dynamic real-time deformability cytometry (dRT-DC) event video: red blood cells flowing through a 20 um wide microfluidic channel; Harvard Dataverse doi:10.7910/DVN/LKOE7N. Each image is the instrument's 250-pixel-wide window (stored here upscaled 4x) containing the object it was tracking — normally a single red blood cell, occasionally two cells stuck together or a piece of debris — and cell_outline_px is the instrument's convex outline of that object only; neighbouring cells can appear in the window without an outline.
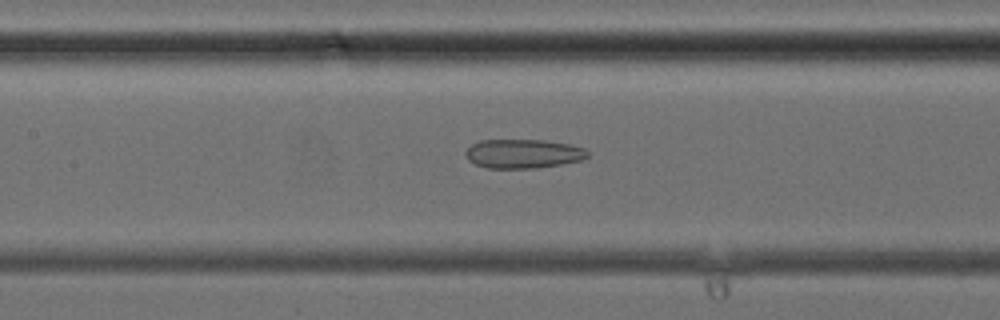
{"species": "common noctule bat (a hibernating species)", "species_latin": "Nyctalus noctula", "temperature_condition": "cold", "stored_images_in_passage": 39, "camera_frame_rate_fps": 3000, "um_per_image_px": 0.085, "animal": {"sex": "female", "body_mass_g": 24.6, "forearm_length_mm": 56.2}, "frame": {"image": 1, "passage_image": 18, "time_ms": 5.667, "image_size_px": [1000, 320], "cell_outline_px": [[588, 156], [580, 160], [560, 164], [536, 168], [488, 168], [476, 164], [468, 160], [464, 152], [472, 144], [480, 140], [544, 140], [568, 144], [584, 148], [588, 152]], "centroid_in_image_um": [44.44, 13.06], "position_along_channel_um": 163.0, "area_um2": 20.52}}
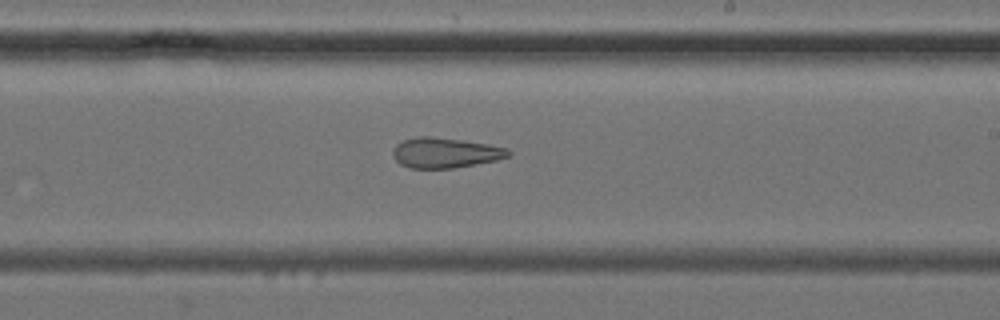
{"frame": {"image": 2, "passage_image": 23, "time_ms": 7.333, "image_size_px": [1000, 320], "cell_outline_px": [[512, 152], [508, 156], [496, 160], [452, 168], [408, 168], [400, 164], [392, 156], [392, 152], [396, 144], [404, 140], [416, 136], [432, 136], [488, 144], [508, 148]], "centroid_in_image_um": [37.81, 12.98], "position_along_channel_um": 251.2, "area_um2": 20.29}}
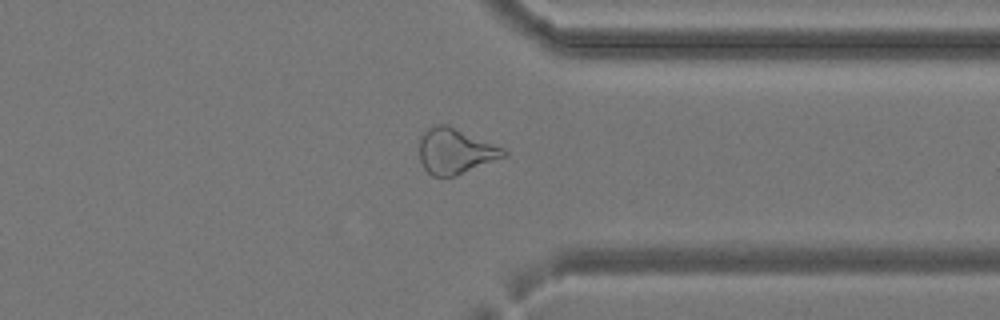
{"frame": {"image": 3, "passage_image": 30, "time_ms": 9.667, "image_size_px": [1000, 320], "cell_outline_px": [[508, 156], [456, 176], [432, 176], [424, 168], [420, 160], [420, 136], [428, 128], [436, 124], [448, 124], [504, 148], [508, 152]], "centroid_in_image_um": [38.73, 12.84], "position_along_channel_um": 372.7, "area_um2": 22.54}}